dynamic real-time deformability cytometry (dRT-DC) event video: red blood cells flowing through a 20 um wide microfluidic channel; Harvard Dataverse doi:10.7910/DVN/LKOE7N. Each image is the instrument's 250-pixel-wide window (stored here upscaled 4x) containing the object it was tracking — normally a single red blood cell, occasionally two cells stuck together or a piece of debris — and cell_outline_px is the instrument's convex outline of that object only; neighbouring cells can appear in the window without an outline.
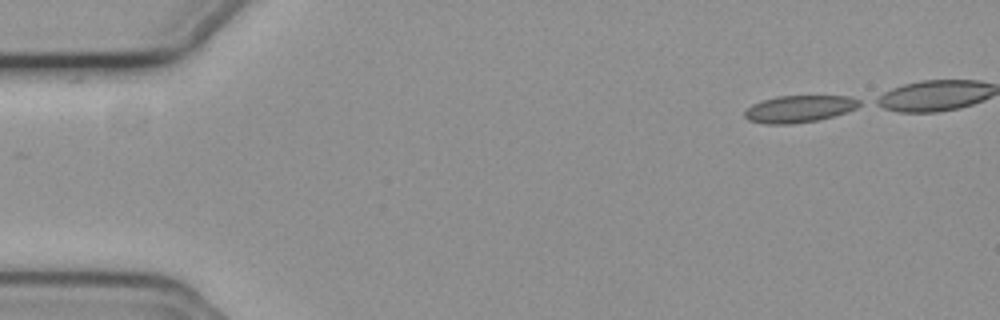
{"species": "common noctule bat (a hibernating species)", "species_latin": "Nyctalus noctula", "temperature_condition": "cold", "stored_images_in_passage": 41, "camera_frame_rate_fps": 3000, "um_per_image_px": 0.085, "animal": {"sex": "female", "body_mass_g": 19.3, "forearm_length_mm": 54.1}, "frame": {"image": 1, "passage_image": 1, "time_ms": 0.0, "image_size_px": [1000, 320], "cell_outline_px": [[864, 104], [856, 108], [832, 116], [816, 120], [792, 124], [764, 124], [748, 120], [744, 116], [744, 112], [752, 104], [760, 100], [776, 96], [852, 96], [860, 100]], "centroid_in_image_um": [67.92, 9.24], "position_along_channel_um": 17.1, "area_um2": 18.15}}
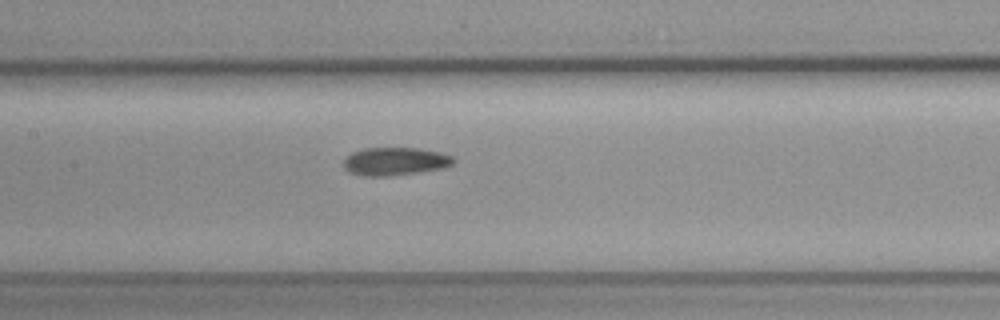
{"frame": {"image": 2, "passage_image": 22, "time_ms": 7.0, "image_size_px": [1000, 320], "cell_outline_px": [[456, 160], [452, 164], [444, 168], [388, 176], [364, 176], [352, 172], [344, 168], [344, 160], [352, 152], [364, 148], [420, 148], [440, 152], [452, 156]], "centroid_in_image_um": [33.61, 13.7], "position_along_channel_um": 173.8, "area_um2": 17.8}}
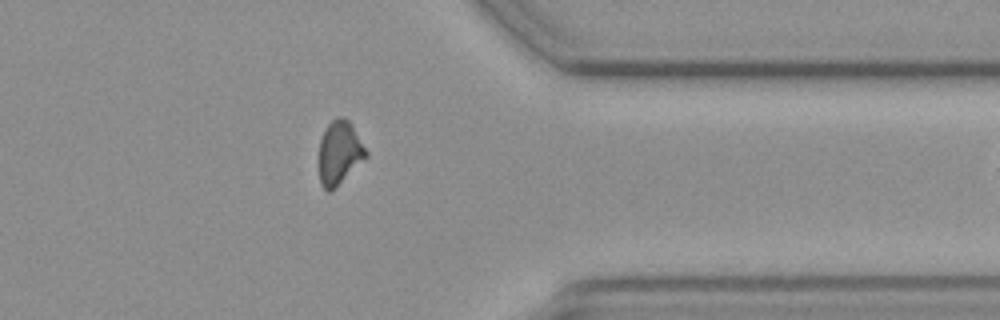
{"frame": {"image": 3, "passage_image": 40, "time_ms": 13.0, "image_size_px": [1000, 320], "cell_outline_px": [[368, 156], [336, 188], [328, 192], [320, 184], [320, 140], [328, 124], [336, 116], [344, 116], [348, 120], [368, 152]], "centroid_in_image_um": [28.86, 12.99], "position_along_channel_um": 382.5, "area_um2": 17.28}}